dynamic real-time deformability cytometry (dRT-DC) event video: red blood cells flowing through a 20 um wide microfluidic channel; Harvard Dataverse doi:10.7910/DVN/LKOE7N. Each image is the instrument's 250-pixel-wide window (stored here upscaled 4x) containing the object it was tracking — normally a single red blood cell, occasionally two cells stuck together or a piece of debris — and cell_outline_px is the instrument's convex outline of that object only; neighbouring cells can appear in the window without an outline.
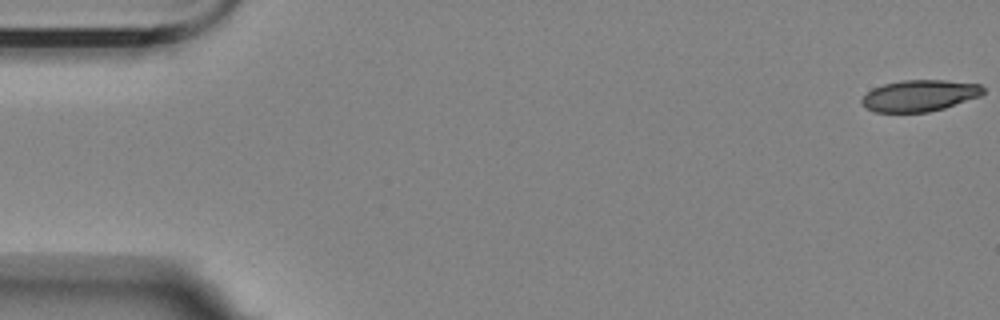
{"species": "Egyptian fruit bat (a non-hibernating species)", "species_latin": "Rousettus aegyptiacus", "temperature_condition": "room temperature", "stored_images_in_passage": 3, "camera_frame_rate_fps": 3000, "um_per_image_px": 0.085, "animal": {"sex": "female"}, "frame": {"image": 1, "passage_image": 1, "time_ms": 0.0, "image_size_px": [1000, 320], "cell_outline_px": [[984, 92], [980, 96], [944, 108], [928, 112], [876, 112], [864, 108], [860, 100], [872, 88], [884, 84], [900, 80], [944, 80], [980, 84], [984, 88]], "centroid_in_image_um": [78.14, 8.13], "position_along_channel_um": 6.9, "area_um2": 22.25}}